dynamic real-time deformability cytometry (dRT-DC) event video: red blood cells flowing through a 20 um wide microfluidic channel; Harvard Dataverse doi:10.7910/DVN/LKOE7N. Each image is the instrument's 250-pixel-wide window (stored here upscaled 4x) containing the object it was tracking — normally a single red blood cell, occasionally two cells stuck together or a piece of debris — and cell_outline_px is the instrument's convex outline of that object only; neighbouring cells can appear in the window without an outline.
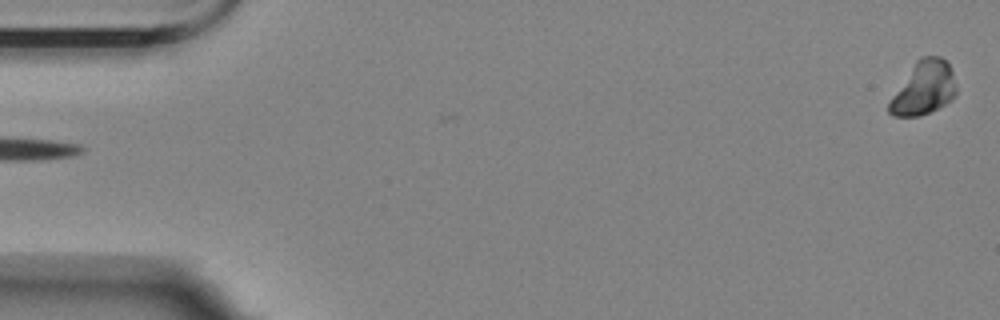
{"species": "Egyptian fruit bat (a non-hibernating species)", "species_latin": "Rousettus aegyptiacus", "temperature_condition": "room temperature", "stored_images_in_passage": 6, "segment_of_instrument_passage": [2, 2], "camera_frame_rate_fps": 3000, "um_per_image_px": 0.085, "animal": {"sex": "female"}, "frame": {"image": 1, "passage_image": 6, "time_ms": 7.333, "image_size_px": [1000, 320], "cell_outline_px": [[956, 96], [952, 100], [920, 116], [892, 116], [888, 112], [888, 104], [892, 96], [916, 60], [920, 56], [940, 56], [948, 64], [952, 72], [956, 84]], "centroid_in_image_um": [78.52, 7.49], "position_along_channel_um": 6.5, "area_um2": 20.69}}